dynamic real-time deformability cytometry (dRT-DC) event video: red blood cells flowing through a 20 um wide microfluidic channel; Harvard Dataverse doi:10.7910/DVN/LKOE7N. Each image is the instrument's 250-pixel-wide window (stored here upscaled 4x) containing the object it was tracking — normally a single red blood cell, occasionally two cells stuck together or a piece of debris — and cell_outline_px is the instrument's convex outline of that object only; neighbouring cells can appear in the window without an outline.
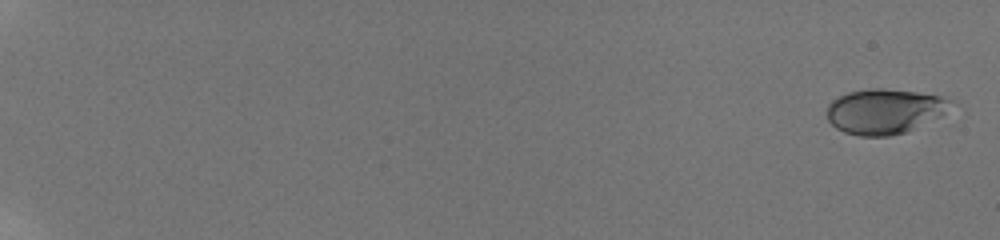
{"species": "human", "species_latin": "Homo sapiens", "temperature_condition": "room temperature", "stored_images_in_passage": 17, "camera_frame_rate_fps": 3000, "um_per_image_px": 0.085, "donor": {"sex": "male"}, "frame": {"image": 1, "passage_image": 1, "time_ms": 0.0, "image_size_px": [1000, 240], "cell_outline_px": [[948, 104], [944, 112], [940, 116], [908, 132], [888, 136], [860, 136], [844, 132], [836, 128], [828, 120], [828, 104], [832, 100], [848, 92], [872, 88], [880, 88], [916, 92], [940, 96], [948, 100]], "centroid_in_image_um": [75.13, 9.47], "position_along_channel_um": 9.9, "area_um2": 32.02}}
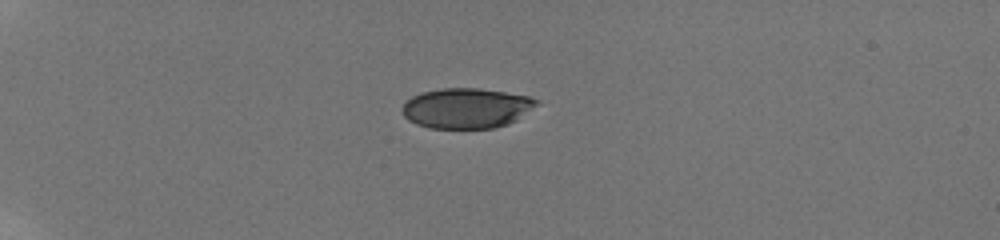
{"frame": {"image": 2, "passage_image": 11, "time_ms": 5.667, "image_size_px": [1000, 240], "cell_outline_px": [[540, 104], [516, 120], [508, 124], [496, 128], [428, 128], [416, 124], [408, 120], [404, 116], [400, 108], [412, 96], [420, 92], [440, 88], [480, 88], [528, 96], [536, 100]], "centroid_in_image_um": [39.63, 9.19], "position_along_channel_um": 45.4, "area_um2": 31.67}}